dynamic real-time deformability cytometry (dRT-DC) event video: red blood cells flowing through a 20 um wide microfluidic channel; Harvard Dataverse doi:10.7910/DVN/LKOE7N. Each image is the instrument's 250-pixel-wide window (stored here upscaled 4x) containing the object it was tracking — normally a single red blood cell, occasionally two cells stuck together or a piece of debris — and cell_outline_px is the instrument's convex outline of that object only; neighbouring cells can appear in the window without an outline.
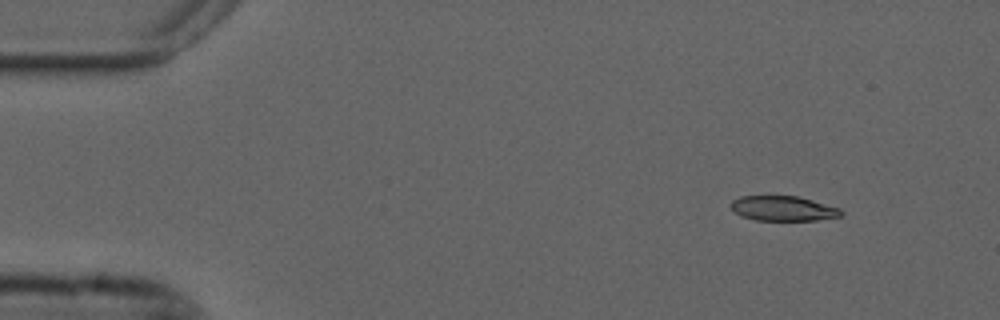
{"species": "common noctule bat (a hibernating species)", "species_latin": "Nyctalus noctula", "temperature_condition": "cold", "stored_images_in_passage": 25, "camera_frame_rate_fps": 3000, "um_per_image_px": 0.085, "animal": {"sex": "male", "forearm_length_mm": 52.5}, "frame": {"image": 1, "passage_image": 1, "time_ms": 0.0, "image_size_px": [1000, 320], "cell_outline_px": [[844, 212], [840, 216], [816, 220], [756, 220], [740, 216], [732, 208], [732, 200], [740, 196], [796, 196], [812, 200], [840, 208]], "centroid_in_image_um": [66.57, 17.72], "position_along_channel_um": 18.4, "area_um2": 15.84}}
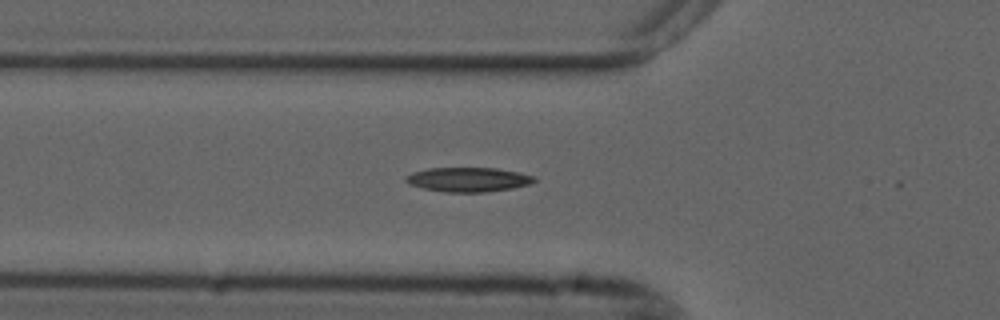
{"frame": {"image": 2, "passage_image": 14, "time_ms": 4.333, "image_size_px": [1000, 320], "cell_outline_px": [[536, 180], [528, 184], [512, 188], [484, 192], [444, 192], [424, 188], [408, 184], [404, 180], [404, 176], [412, 172], [428, 168], [496, 168], [516, 172], [532, 176]], "centroid_in_image_um": [39.71, 15.26], "position_along_channel_um": 86.1, "area_um2": 18.09}}
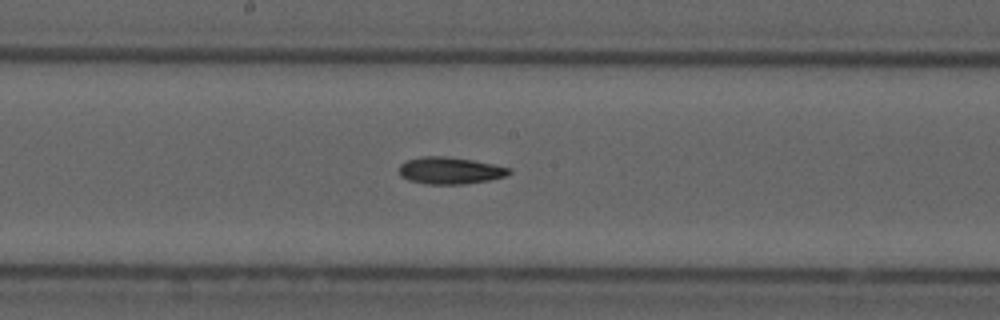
{"frame": {"image": 3, "passage_image": 24, "time_ms": 7.667, "image_size_px": [1000, 320], "cell_outline_px": [[512, 172], [504, 176], [488, 180], [464, 184], [428, 184], [408, 180], [400, 176], [400, 164], [408, 160], [420, 156], [444, 156], [472, 160], [512, 168]], "centroid_in_image_um": [38.24, 14.49], "position_along_channel_um": 210.0, "area_um2": 17.17}}